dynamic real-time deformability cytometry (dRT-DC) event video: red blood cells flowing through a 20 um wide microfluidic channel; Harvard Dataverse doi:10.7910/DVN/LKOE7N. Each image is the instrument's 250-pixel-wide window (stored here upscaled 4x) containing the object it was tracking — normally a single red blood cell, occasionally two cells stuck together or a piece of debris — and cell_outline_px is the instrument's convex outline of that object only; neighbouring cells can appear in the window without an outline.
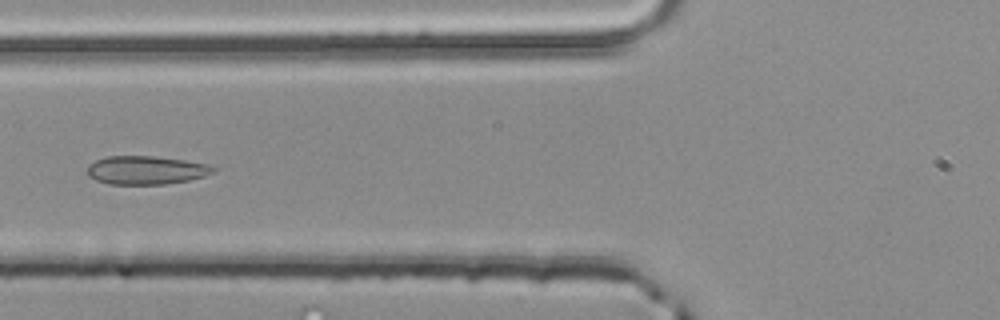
{"species": "common noctule bat (a hibernating species)", "species_latin": "Nyctalus noctula", "temperature_condition": "room temperature", "stored_images_in_passage": 41, "camera_frame_rate_fps": 3000, "um_per_image_px": 0.085, "animal": {"sex": "male", "body_mass_g": 20.4}, "frame": {"image": 1, "passage_image": 16, "time_ms": 5.0, "image_size_px": [1000, 320], "cell_outline_px": [[220, 168], [216, 172], [204, 176], [188, 180], [164, 184], [108, 184], [96, 180], [88, 176], [88, 164], [96, 160], [108, 156], [156, 156], [184, 160], [208, 164]], "centroid_in_image_um": [12.45, 14.46], "position_along_channel_um": 113.3, "area_um2": 21.04}}
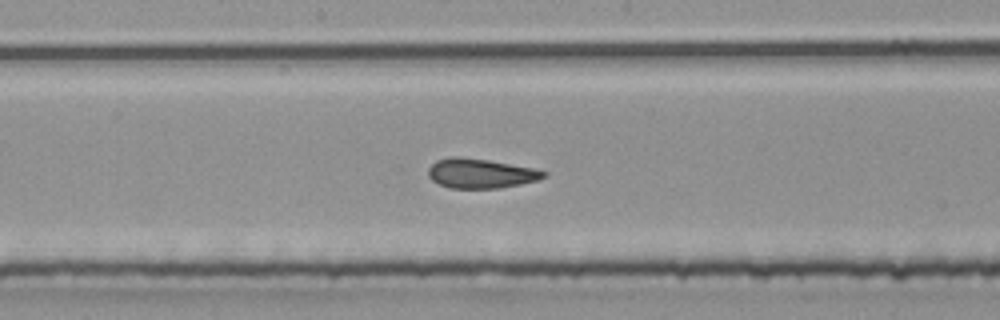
{"frame": {"image": 2, "passage_image": 23, "time_ms": 7.333, "image_size_px": [1000, 320], "cell_outline_px": [[548, 176], [540, 180], [500, 188], [448, 188], [432, 180], [428, 176], [428, 168], [436, 160], [452, 156], [456, 156], [488, 160], [536, 168], [548, 172]], "centroid_in_image_um": [40.89, 14.74], "position_along_channel_um": 207.3, "area_um2": 20.11}}
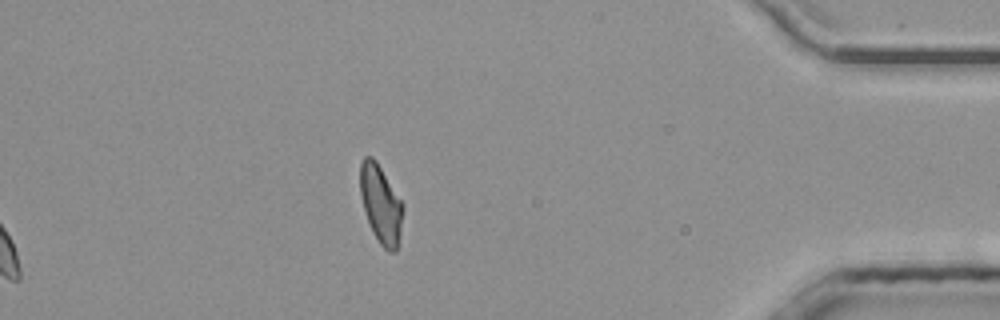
{"frame": {"image": 3, "passage_image": 41, "time_ms": 13.333, "image_size_px": [1000, 320], "cell_outline_px": [[404, 208], [400, 232], [396, 252], [388, 252], [380, 244], [372, 232], [364, 208], [360, 192], [360, 164], [364, 156], [372, 156], [376, 160], [404, 204]], "centroid_in_image_um": [32.38, 17.34], "position_along_channel_um": 402.8, "area_um2": 19.48}, "authors_computed_cell_mechanics": {"area_um2": 20.4612, "velocity_mm_per_s": 4.0106, "shape_relaxation_time_tau1_ms": null, "shape_relaxation_time_tau2_ms": 1.1398, "deformation_change_tau1": null, "deformation_change_tau2": 0.078}}